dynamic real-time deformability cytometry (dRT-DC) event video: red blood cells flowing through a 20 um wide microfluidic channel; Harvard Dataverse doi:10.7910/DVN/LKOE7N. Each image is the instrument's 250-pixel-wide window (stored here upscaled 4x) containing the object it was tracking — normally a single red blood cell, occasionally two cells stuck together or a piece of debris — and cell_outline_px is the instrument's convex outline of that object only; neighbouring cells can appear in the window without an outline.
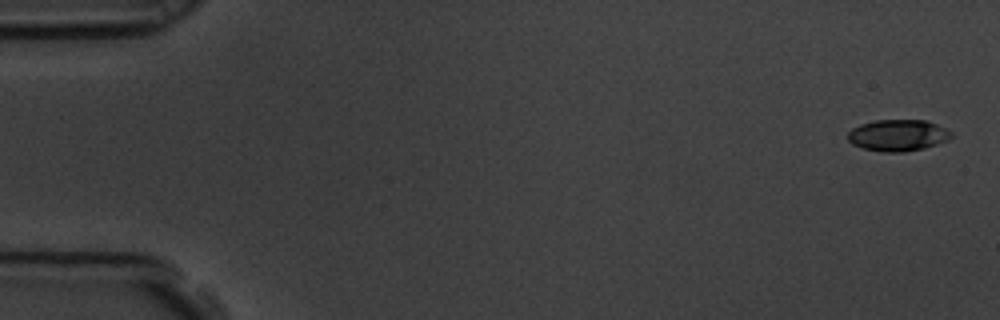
{"species": "common noctule bat (a hibernating species)", "species_latin": "Nyctalus noctula", "temperature_condition": "room temperature", "stored_images_in_passage": 9, "camera_frame_rate_fps": 3000, "um_per_image_px": 0.085, "animal": {"sex": "male", "body_mass_g": 19.5, "forearm_length_mm": 54.6}, "frame": {"image": 1, "passage_image": 1, "time_ms": 0.0, "image_size_px": [1000, 320], "cell_outline_px": [[952, 136], [948, 140], [924, 148], [904, 152], [884, 152], [864, 148], [852, 144], [848, 140], [848, 132], [852, 128], [860, 124], [876, 120], [924, 120], [936, 124], [952, 132]], "centroid_in_image_um": [76.31, 11.5], "position_along_channel_um": 8.7, "area_um2": 18.9}}
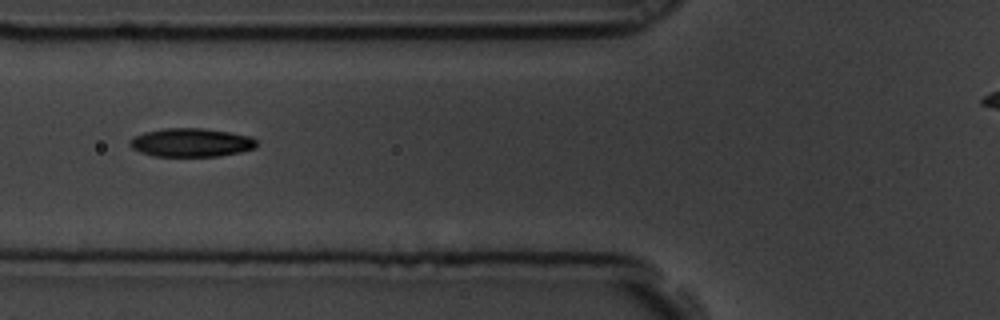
{"frame": {"image": 2, "passage_image": 7, "time_ms": 2.0, "image_size_px": [1000, 320], "cell_outline_px": [[256, 148], [240, 152], [220, 156], [152, 156], [140, 152], [132, 148], [128, 144], [136, 136], [144, 132], [164, 128], [204, 128], [252, 136], [256, 140]], "centroid_in_image_um": [16.27, 12.12], "position_along_channel_um": 109.5, "area_um2": 21.1}}
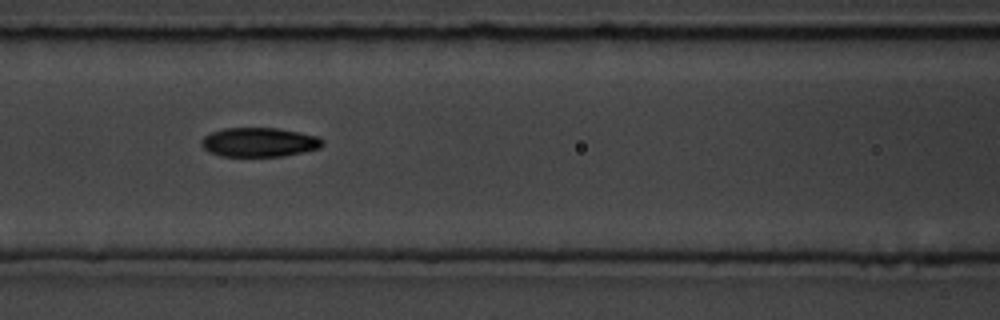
{"frame": {"image": 3, "passage_image": 8, "time_ms": 2.333, "image_size_px": [1000, 320], "cell_outline_px": [[324, 144], [320, 148], [304, 152], [284, 156], [220, 156], [208, 152], [200, 144], [200, 140], [204, 136], [212, 132], [224, 128], [276, 128], [300, 132], [320, 136], [324, 140]], "centroid_in_image_um": [22.05, 12.09], "position_along_channel_um": 144.5, "area_um2": 20.87}}